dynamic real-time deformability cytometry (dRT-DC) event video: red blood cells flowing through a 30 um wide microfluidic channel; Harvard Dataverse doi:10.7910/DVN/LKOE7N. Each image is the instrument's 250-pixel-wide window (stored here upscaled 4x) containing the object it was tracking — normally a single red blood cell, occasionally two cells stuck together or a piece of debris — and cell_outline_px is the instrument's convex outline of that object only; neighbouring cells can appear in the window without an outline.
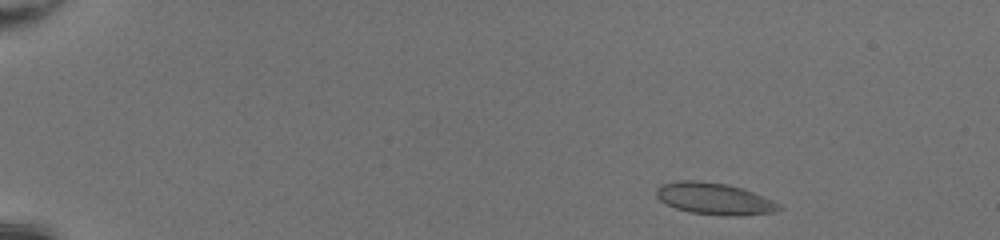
{"species": "common noctule bat (a hibernating species)", "species_latin": "Nyctalus noctula", "temperature_condition": "room temperature", "stored_images_in_passage": 13, "camera_frame_rate_fps": 3000, "um_per_image_px": 0.085, "animal": {"sex": "female", "body_mass_g": 20.0, "forearm_length_mm": 54.0}, "frame": {"image": 1, "passage_image": 3, "time_ms": 0.667, "image_size_px": [1000, 240], "cell_outline_px": [[784, 208], [776, 212], [740, 216], [724, 216], [692, 212], [676, 208], [660, 200], [656, 196], [656, 188], [660, 184], [680, 180], [696, 180], [728, 184], [752, 192], [772, 200], [780, 204]], "centroid_in_image_um": [60.73, 16.89], "position_along_channel_um": 24.3, "area_um2": 22.72}}